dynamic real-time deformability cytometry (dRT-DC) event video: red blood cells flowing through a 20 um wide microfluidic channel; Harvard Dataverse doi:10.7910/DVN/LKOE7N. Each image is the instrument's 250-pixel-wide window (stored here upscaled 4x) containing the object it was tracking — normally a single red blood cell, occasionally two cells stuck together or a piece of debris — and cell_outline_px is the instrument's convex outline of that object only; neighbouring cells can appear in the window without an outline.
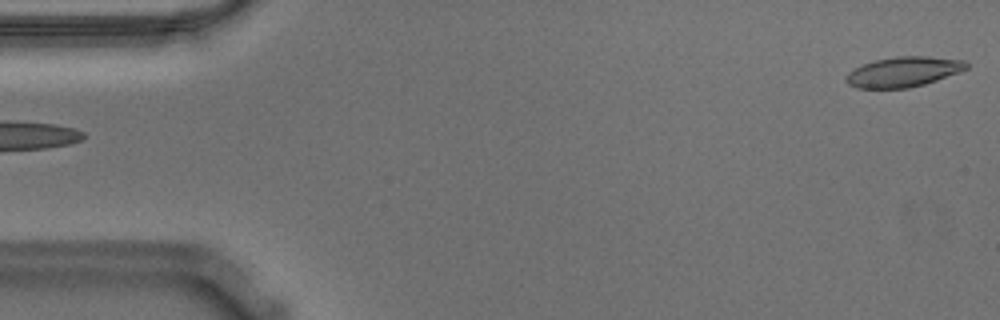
{"species": "Egyptian fruit bat (a non-hibernating species)", "species_latin": "Rousettus aegyptiacus", "temperature_condition": "warm", "stored_images_in_passage": 55, "camera_frame_rate_fps": 3000, "um_per_image_px": 0.085, "animal": {"sex": "male"}, "frame": {"image": 1, "passage_image": 1, "time_ms": 0.0, "image_size_px": [1000, 320], "cell_outline_px": [[968, 68], [960, 72], [924, 84], [908, 88], [856, 88], [848, 84], [844, 80], [844, 76], [848, 72], [864, 64], [876, 60], [896, 56], [928, 56], [964, 60], [968, 64]], "centroid_in_image_um": [76.78, 6.11], "position_along_channel_um": 8.2, "area_um2": 21.1}}
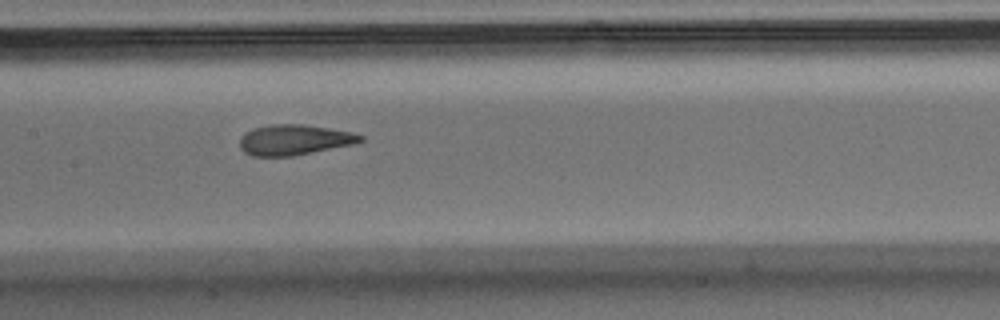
{"frame": {"image": 2, "passage_image": 26, "time_ms": 8.333, "image_size_px": [1000, 320], "cell_outline_px": [[364, 140], [356, 144], [292, 156], [252, 156], [244, 152], [240, 148], [240, 136], [244, 132], [252, 128], [272, 124], [304, 124], [352, 132], [364, 136]], "centroid_in_image_um": [25.01, 11.88], "position_along_channel_um": 182.4, "area_um2": 21.62}}
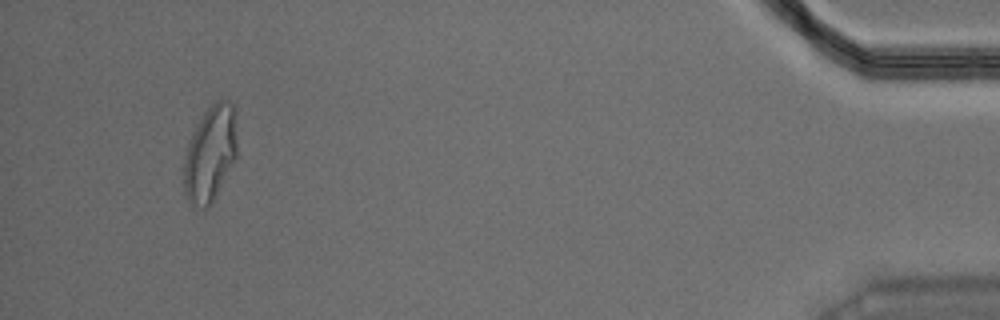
{"frame": {"image": 3, "passage_image": 52, "time_ms": 17.0, "image_size_px": [1000, 320], "cell_outline_px": [[236, 160], [212, 204], [208, 208], [200, 208], [192, 204], [188, 200], [184, 192], [184, 160], [188, 140], [196, 124], [208, 104], [216, 100], [228, 100], [236, 108]], "centroid_in_image_um": [17.88, 13.03], "position_along_channel_um": 417.3, "area_um2": 30.52}, "authors_computed_cell_mechanics": {"area_um2": 21.9062, "velocity_mm_per_s": 3.5842, "shape_relaxation_time_tau1_ms": null, "shape_relaxation_time_tau2_ms": 1.0082, "deformation_change_tau1": null, "deformation_change_tau2": 0.0916}}